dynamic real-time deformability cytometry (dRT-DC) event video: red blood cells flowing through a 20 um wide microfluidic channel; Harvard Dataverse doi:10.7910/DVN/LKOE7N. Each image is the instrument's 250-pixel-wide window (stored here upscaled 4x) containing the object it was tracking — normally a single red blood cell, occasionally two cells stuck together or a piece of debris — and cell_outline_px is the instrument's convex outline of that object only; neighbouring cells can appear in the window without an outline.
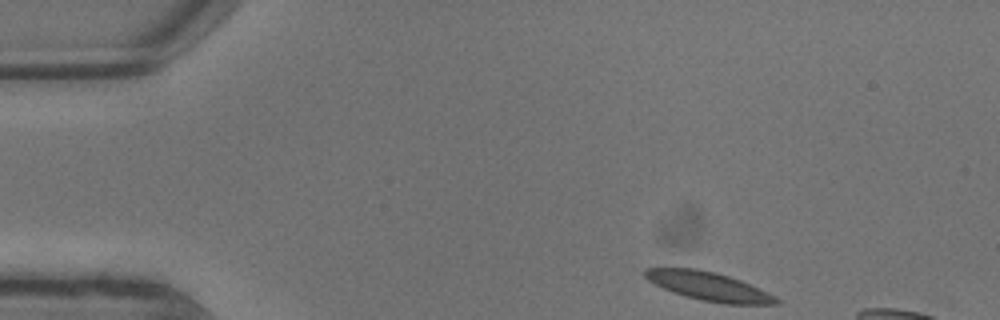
{"species": "common noctule bat (a hibernating species)", "species_latin": "Nyctalus noctula", "temperature_condition": "warm", "stored_images_in_passage": 4, "camera_frame_rate_fps": 3000, "um_per_image_px": 0.085, "animal": {"sex": "male", "body_mass_g": 13.3}, "frame": {"image": 1, "passage_image": 1, "time_ms": 0.0, "image_size_px": [1000, 320], "cell_outline_px": [[780, 300], [776, 304], [724, 304], [700, 300], [684, 296], [672, 292], [648, 280], [644, 276], [644, 268], [696, 268], [716, 272], [740, 280], [768, 292], [776, 296]], "centroid_in_image_um": [60.24, 24.33], "position_along_channel_um": 24.8, "area_um2": 21.85}}
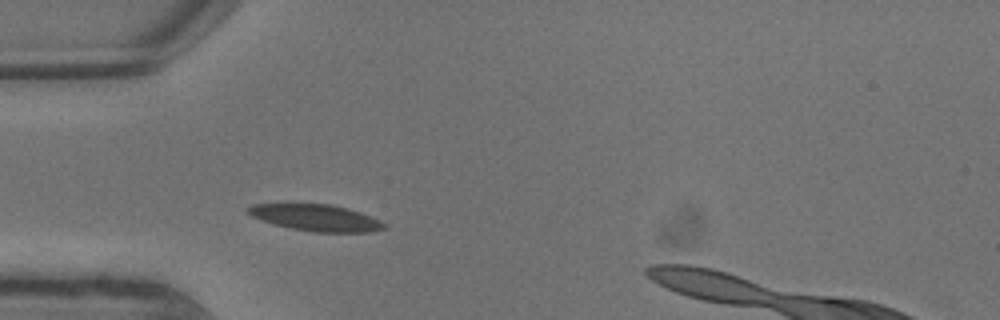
{"frame": {"image": 2, "passage_image": 4, "time_ms": 1.0, "image_size_px": [1000, 320], "cell_outline_px": [[388, 224], [384, 228], [372, 232], [312, 232], [292, 228], [260, 220], [244, 212], [244, 208], [252, 204], [288, 200], [332, 204], [348, 208], [360, 212], [380, 220]], "centroid_in_image_um": [26.73, 18.43], "position_along_channel_um": 58.3, "area_um2": 22.31}}